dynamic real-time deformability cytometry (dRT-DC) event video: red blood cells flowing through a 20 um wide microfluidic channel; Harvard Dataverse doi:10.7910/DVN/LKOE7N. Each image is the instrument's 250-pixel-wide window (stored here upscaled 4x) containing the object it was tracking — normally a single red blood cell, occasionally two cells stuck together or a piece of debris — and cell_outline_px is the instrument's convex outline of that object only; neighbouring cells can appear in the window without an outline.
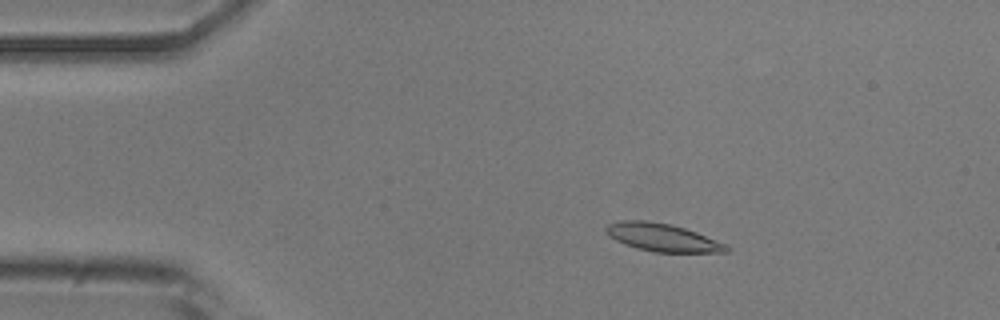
{"species": "common noctule bat (a hibernating species)", "species_latin": "Nyctalus noctula", "temperature_condition": "room temperature", "stored_images_in_passage": 5, "camera_frame_rate_fps": 3000, "um_per_image_px": 0.085, "animal": {"sex": "male", "body_mass_g": 20.5, "forearm_length_mm": 52.5}, "frame": {"image": 1, "passage_image": 3, "time_ms": 0.667, "image_size_px": [1000, 320], "cell_outline_px": [[732, 248], [728, 252], [652, 252], [636, 248], [624, 244], [608, 236], [604, 228], [608, 224], [620, 220], [644, 220], [672, 224], [696, 232], [728, 244]], "centroid_in_image_um": [56.32, 20.18], "position_along_channel_um": 28.7, "area_um2": 19.77}}
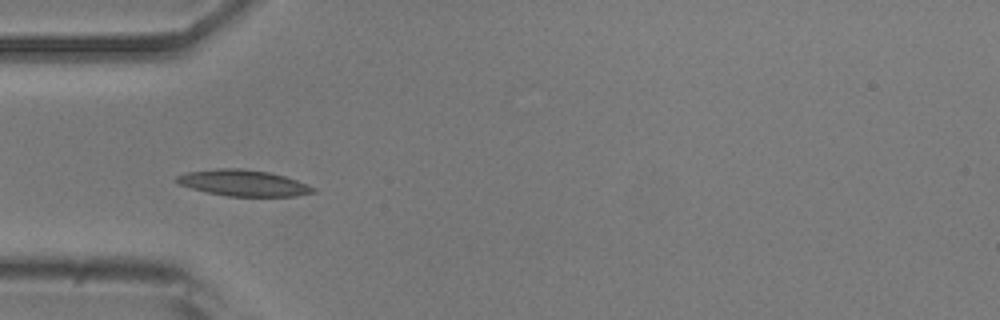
{"frame": {"image": 2, "passage_image": 5, "time_ms": 1.333, "image_size_px": [1000, 320], "cell_outline_px": [[316, 192], [296, 196], [228, 196], [208, 192], [176, 184], [176, 176], [188, 172], [216, 168], [240, 168], [268, 172], [284, 176], [296, 180], [316, 188]], "centroid_in_image_um": [20.68, 15.55], "position_along_channel_um": 64.3, "area_um2": 20.69}}